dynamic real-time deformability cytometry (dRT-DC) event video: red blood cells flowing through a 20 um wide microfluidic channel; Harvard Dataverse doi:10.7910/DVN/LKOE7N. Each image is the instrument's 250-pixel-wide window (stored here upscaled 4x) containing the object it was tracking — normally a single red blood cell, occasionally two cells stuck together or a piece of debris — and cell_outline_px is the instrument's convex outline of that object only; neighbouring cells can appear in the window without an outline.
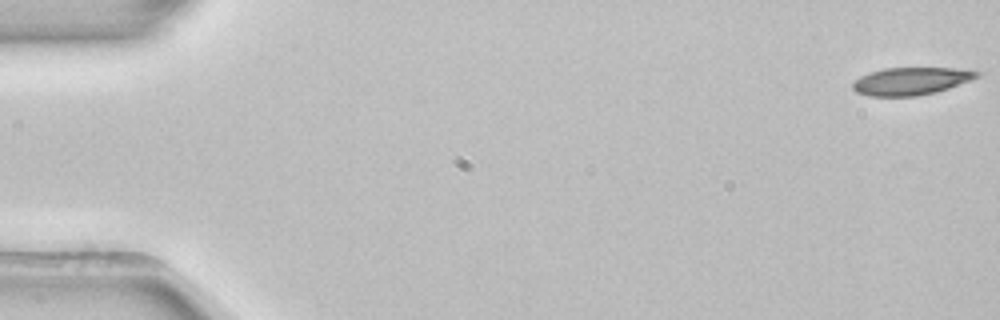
{"species": "common noctule bat (a hibernating species)", "species_latin": "Nyctalus noctula", "temperature_condition": "room temperature", "stored_images_in_passage": 53, "camera_frame_rate_fps": 3000, "um_per_image_px": 0.085, "animal": {"sex": "female", "body_mass_g": 22.7, "forearm_length_mm": 54.2}, "frame": {"image": 1, "passage_image": 1, "time_ms": 0.0, "image_size_px": [1000, 320], "cell_outline_px": [[980, 76], [948, 88], [936, 92], [916, 96], [868, 96], [856, 92], [852, 88], [852, 84], [860, 76], [868, 72], [884, 68], [956, 68], [980, 72]], "centroid_in_image_um": [77.39, 6.89], "position_along_channel_um": 7.6, "area_um2": 19.88}}
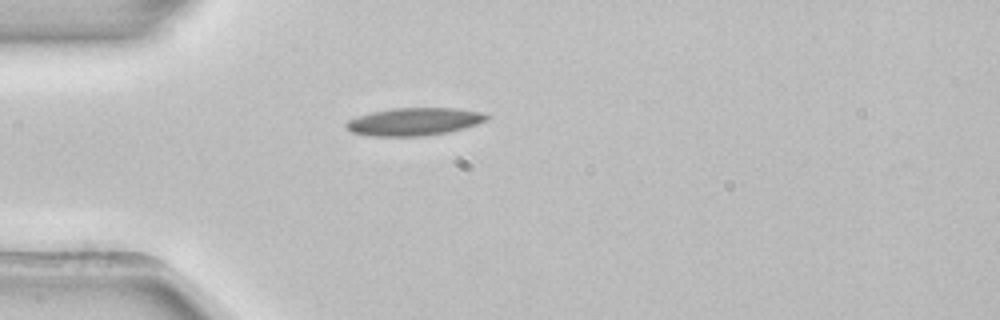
{"frame": {"image": 2, "passage_image": 15, "time_ms": 4.667, "image_size_px": [1000, 320], "cell_outline_px": [[492, 116], [488, 120], [464, 128], [448, 132], [424, 136], [368, 136], [352, 132], [344, 124], [348, 120], [356, 116], [372, 112], [392, 108], [456, 108], [480, 112]], "centroid_in_image_um": [35.21, 10.34], "position_along_channel_um": 49.8, "area_um2": 22.77}}
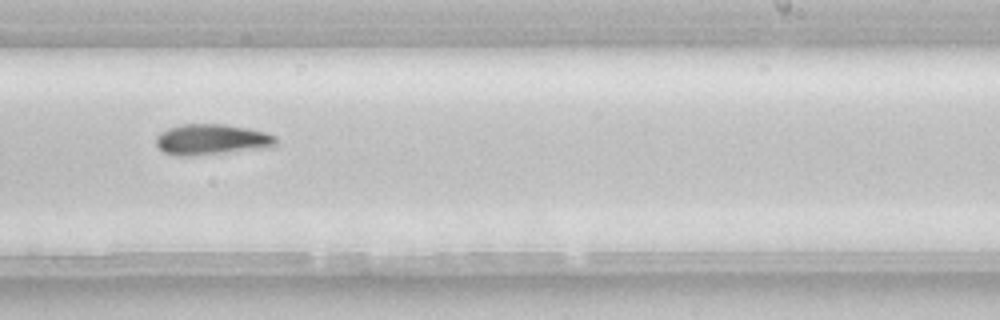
{"frame": {"image": 3, "passage_image": 33, "time_ms": 10.667, "image_size_px": [1000, 320], "cell_outline_px": [[276, 148], [192, 156], [176, 156], [164, 152], [156, 144], [156, 136], [160, 132], [168, 128], [180, 124], [224, 124], [248, 128], [264, 132], [276, 136]], "centroid_in_image_um": [18.03, 11.87], "position_along_channel_um": 271.0, "area_um2": 21.96}}